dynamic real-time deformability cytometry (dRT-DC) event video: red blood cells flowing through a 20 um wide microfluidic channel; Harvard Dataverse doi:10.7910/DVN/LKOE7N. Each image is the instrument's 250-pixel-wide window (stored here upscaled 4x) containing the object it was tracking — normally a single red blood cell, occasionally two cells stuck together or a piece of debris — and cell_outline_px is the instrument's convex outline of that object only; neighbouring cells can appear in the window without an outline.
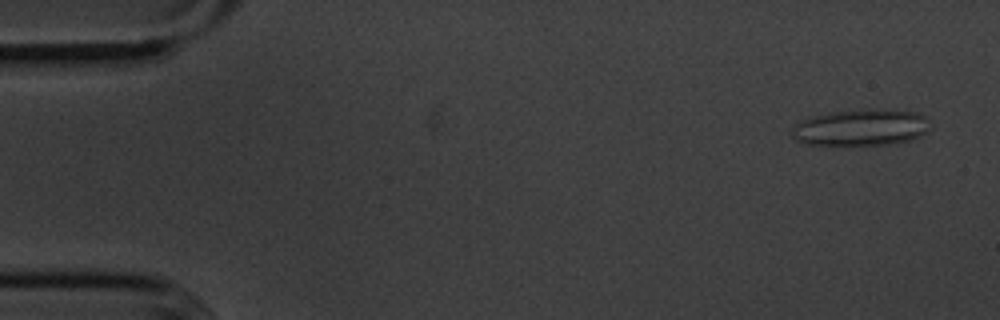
{"species": "common noctule bat (a hibernating species)", "species_latin": "Nyctalus noctula", "temperature_condition": "cold", "stored_images_in_passage": 55, "camera_frame_rate_fps": 3000, "um_per_image_px": 0.085, "animal": {"sex": "male", "body_mass_g": 20.1, "forearm_length_mm": 53.5}, "frame": {"image": 1, "passage_image": 3, "time_ms": 0.667, "image_size_px": [1000, 320], "cell_outline_px": [[932, 128], [928, 132], [920, 136], [908, 140], [888, 144], [832, 148], [808, 144], [796, 140], [792, 136], [792, 128], [796, 124], [804, 120], [816, 116], [832, 112], [868, 108], [872, 108], [916, 112], [928, 116]], "centroid_in_image_um": [73.22, 10.87], "position_along_channel_um": 11.8, "area_um2": 30.46}}
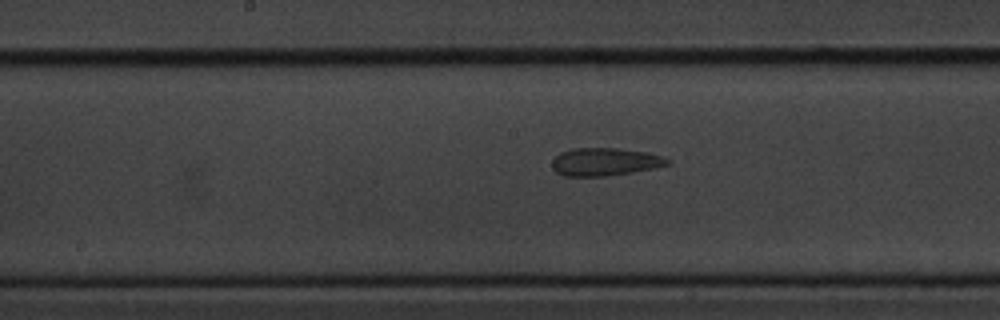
{"frame": {"image": 2, "passage_image": 28, "time_ms": 9.0, "image_size_px": [1000, 320], "cell_outline_px": [[672, 164], [656, 168], [632, 172], [604, 176], [564, 176], [556, 172], [552, 168], [552, 160], [560, 152], [572, 148], [620, 148], [648, 152], [664, 156], [672, 160]], "centroid_in_image_um": [51.47, 13.74], "position_along_channel_um": 196.7, "area_um2": 19.07}}
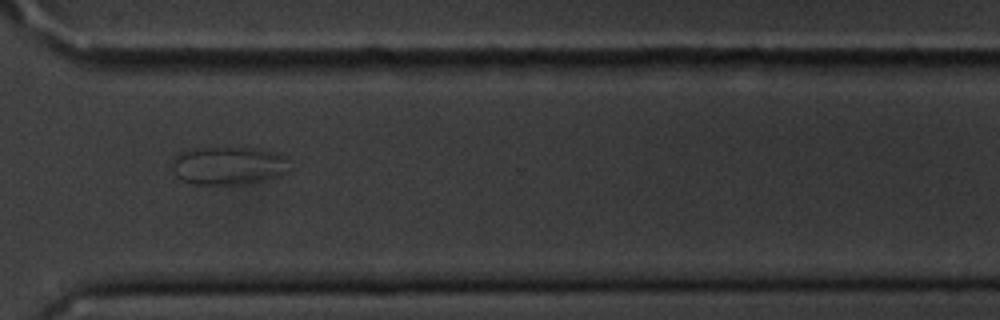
{"frame": {"image": 3, "passage_image": 41, "time_ms": 13.333, "image_size_px": [1000, 320], "cell_outline_px": [[288, 172], [280, 176], [260, 180], [232, 184], [196, 184], [180, 180], [176, 176], [168, 164], [172, 156], [176, 152], [192, 148], [228, 144], [260, 148], [280, 156]], "centroid_in_image_um": [19.21, 14.01], "position_along_channel_um": 351.4, "area_um2": 26.88}}